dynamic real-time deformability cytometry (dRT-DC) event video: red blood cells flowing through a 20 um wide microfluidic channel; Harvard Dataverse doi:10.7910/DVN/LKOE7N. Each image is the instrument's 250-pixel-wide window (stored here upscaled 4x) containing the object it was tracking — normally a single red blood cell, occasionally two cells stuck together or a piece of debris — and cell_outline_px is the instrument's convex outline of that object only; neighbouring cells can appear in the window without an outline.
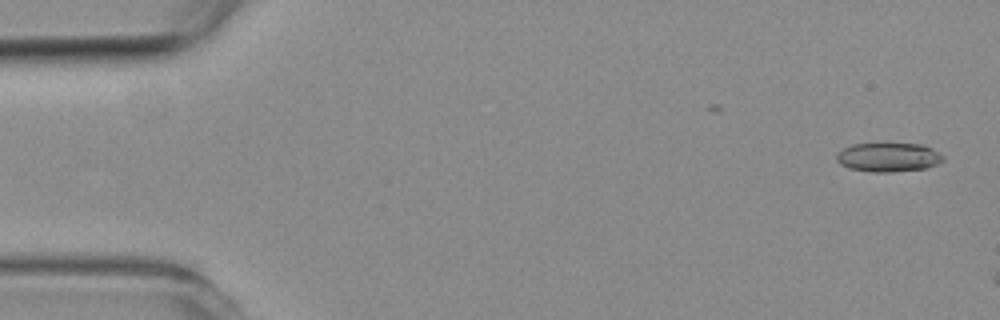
{"species": "common noctule bat (a hibernating species)", "species_latin": "Nyctalus noctula", "temperature_condition": "room temperature", "stored_images_in_passage": 6, "camera_frame_rate_fps": 3000, "um_per_image_px": 0.085, "animal": {"sex": "female", "body_mass_g": 19.3, "forearm_length_mm": 54.1}, "frame": {"image": 1, "passage_image": 1, "time_ms": 0.0, "image_size_px": [1000, 320], "cell_outline_px": [[944, 160], [936, 164], [924, 168], [892, 172], [872, 172], [848, 168], [840, 164], [836, 160], [836, 152], [852, 144], [924, 144], [932, 148], [944, 156]], "centroid_in_image_um": [75.49, 13.36], "position_along_channel_um": 9.5, "area_um2": 18.03}}
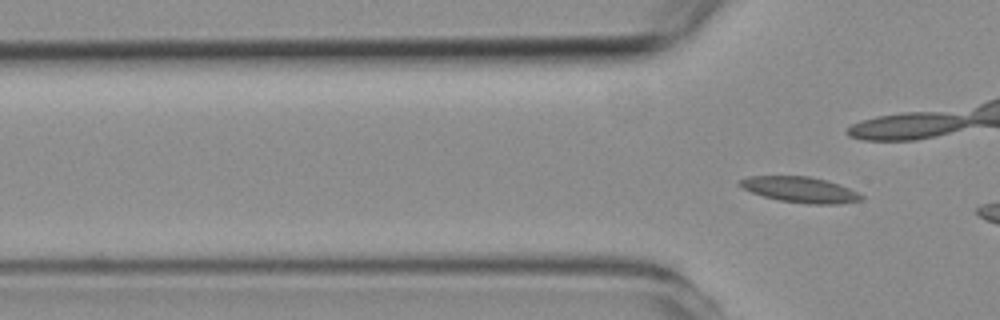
{"frame": {"image": 2, "passage_image": 6, "time_ms": 7.0, "image_size_px": [1000, 320], "cell_outline_px": [[864, 200], [840, 204], [808, 204], [780, 200], [764, 196], [752, 192], [736, 184], [736, 180], [748, 176], [808, 176], [828, 180], [840, 184], [864, 196]], "centroid_in_image_um": [68.01, 16.11], "position_along_channel_um": 57.8, "area_um2": 18.32}}